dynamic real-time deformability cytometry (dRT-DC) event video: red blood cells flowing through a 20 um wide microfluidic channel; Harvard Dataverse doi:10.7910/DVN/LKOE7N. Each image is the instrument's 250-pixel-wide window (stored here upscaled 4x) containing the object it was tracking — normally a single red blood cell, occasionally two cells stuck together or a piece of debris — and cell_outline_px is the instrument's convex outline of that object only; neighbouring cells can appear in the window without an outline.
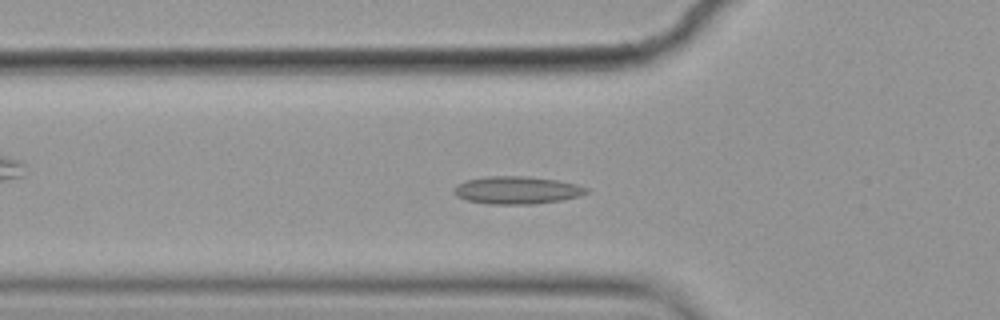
{"species": "common noctule bat (a hibernating species)", "species_latin": "Nyctalus noctula", "temperature_condition": "cold", "stored_images_in_passage": 55, "camera_frame_rate_fps": 3000, "um_per_image_px": 0.085, "animal": {"sex": "female", "body_mass_g": 19.9}, "frame": {"image": 1, "passage_image": 18, "time_ms": 5.667, "image_size_px": [1000, 320], "cell_outline_px": [[592, 192], [580, 196], [560, 200], [532, 204], [492, 204], [468, 200], [456, 196], [456, 188], [464, 180], [488, 176], [528, 176], [556, 180], [576, 184], [588, 188]], "centroid_in_image_um": [44.01, 16.16], "position_along_channel_um": 81.8, "area_um2": 21.15}}
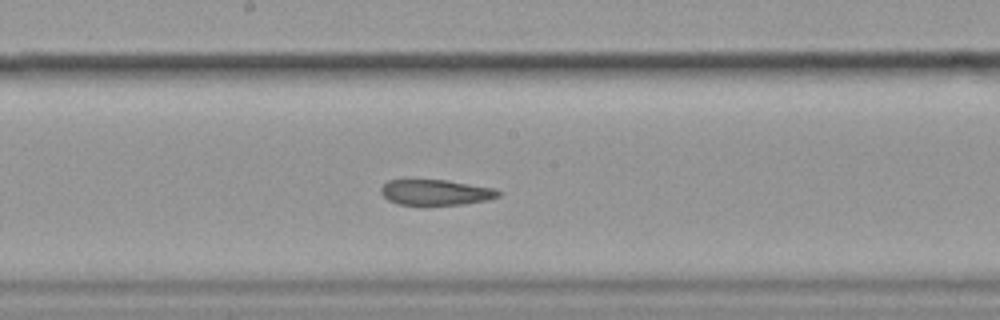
{"frame": {"image": 2, "passage_image": 29, "time_ms": 9.333, "image_size_px": [1000, 320], "cell_outline_px": [[500, 196], [488, 200], [464, 204], [396, 204], [388, 200], [380, 192], [380, 188], [388, 180], [448, 180], [496, 188], [500, 192]], "centroid_in_image_um": [37.06, 16.34], "position_along_channel_um": 211.1, "area_um2": 17.46}}
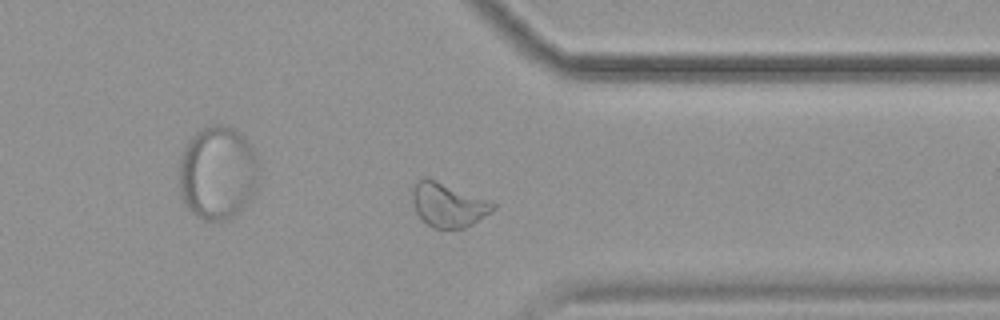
{"frame": {"image": 3, "passage_image": 43, "time_ms": 14.0, "image_size_px": [1000, 320], "cell_outline_px": [[496, 208], [492, 212], [472, 224], [464, 228], [432, 228], [416, 212], [412, 200], [412, 192], [416, 184], [424, 176], [496, 204]], "centroid_in_image_um": [38.08, 17.44], "position_along_channel_um": 373.3, "area_um2": 20.06}, "authors_computed_cell_mechanics": {"area_um2": 21.097, "velocity_mm_per_s": 3.5304, "shape_relaxation_time_tau1_ms": null, "shape_relaxation_time_tau2_ms": 8.6566, "deformation_change_tau1": null, "deformation_change_tau2": 0.1174}}